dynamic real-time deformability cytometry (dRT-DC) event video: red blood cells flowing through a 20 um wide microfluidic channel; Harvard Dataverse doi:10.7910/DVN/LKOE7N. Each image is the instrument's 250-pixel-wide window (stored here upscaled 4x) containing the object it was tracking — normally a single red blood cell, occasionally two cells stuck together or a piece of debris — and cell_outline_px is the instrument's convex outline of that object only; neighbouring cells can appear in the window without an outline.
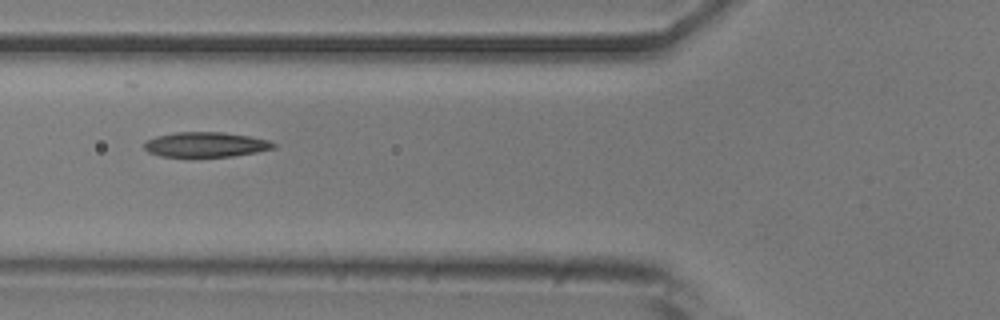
{"species": "common noctule bat (a hibernating species)", "species_latin": "Nyctalus noctula", "temperature_condition": "room temperature", "stored_images_in_passage": 7, "camera_frame_rate_fps": 3000, "um_per_image_px": 0.085, "animal": {"sex": "male", "body_mass_g": 20.5, "forearm_length_mm": 52.5}, "frame": {"image": 1, "passage_image": 6, "time_ms": 1.667, "image_size_px": [1000, 320], "cell_outline_px": [[276, 148], [256, 152], [232, 156], [160, 156], [148, 152], [144, 148], [144, 140], [156, 136], [176, 132], [224, 132], [248, 136], [268, 140], [276, 144]], "centroid_in_image_um": [17.46, 12.28], "position_along_channel_um": 108.3, "area_um2": 18.73}}
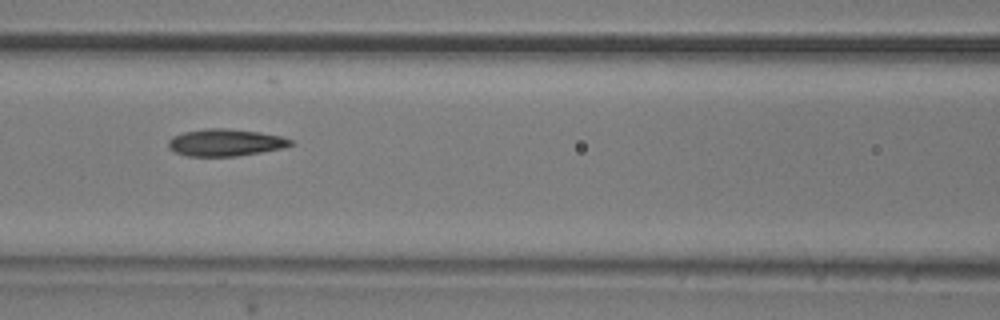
{"frame": {"image": 2, "passage_image": 7, "time_ms": 2.0, "image_size_px": [1000, 320], "cell_outline_px": [[296, 144], [284, 148], [236, 156], [188, 156], [176, 152], [168, 148], [168, 140], [172, 136], [184, 132], [204, 128], [224, 128], [260, 132], [280, 136], [292, 140]], "centroid_in_image_um": [19.16, 12.11], "position_along_channel_um": 147.4, "area_um2": 19.36}}